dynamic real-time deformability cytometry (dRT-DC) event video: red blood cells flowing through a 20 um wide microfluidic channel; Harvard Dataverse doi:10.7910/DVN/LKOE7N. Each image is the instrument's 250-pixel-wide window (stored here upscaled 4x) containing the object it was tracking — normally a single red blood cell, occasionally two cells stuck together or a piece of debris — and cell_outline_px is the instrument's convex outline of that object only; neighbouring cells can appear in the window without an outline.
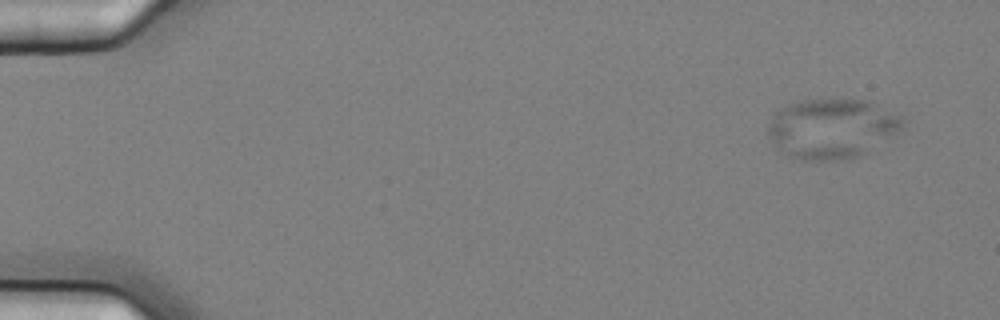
{"species": "common noctule bat (a hibernating species)", "species_latin": "Nyctalus noctula", "temperature_condition": "cold", "stored_images_in_passage": 5, "camera_frame_rate_fps": 3000, "um_per_image_px": 0.085, "animal": {"sex": "female", "body_mass_g": 25.1}, "frame": {"image": 1, "passage_image": 1, "time_ms": 0.0, "image_size_px": [1000, 320], "cell_outline_px": [[904, 128], [900, 132], [852, 160], [804, 160], [788, 156], [776, 152], [768, 136], [768, 124], [772, 116], [780, 108], [788, 104], [804, 100], [840, 96], [868, 100], [904, 116]], "centroid_in_image_um": [70.71, 10.9], "position_along_channel_um": 14.3, "area_um2": 48.55}}